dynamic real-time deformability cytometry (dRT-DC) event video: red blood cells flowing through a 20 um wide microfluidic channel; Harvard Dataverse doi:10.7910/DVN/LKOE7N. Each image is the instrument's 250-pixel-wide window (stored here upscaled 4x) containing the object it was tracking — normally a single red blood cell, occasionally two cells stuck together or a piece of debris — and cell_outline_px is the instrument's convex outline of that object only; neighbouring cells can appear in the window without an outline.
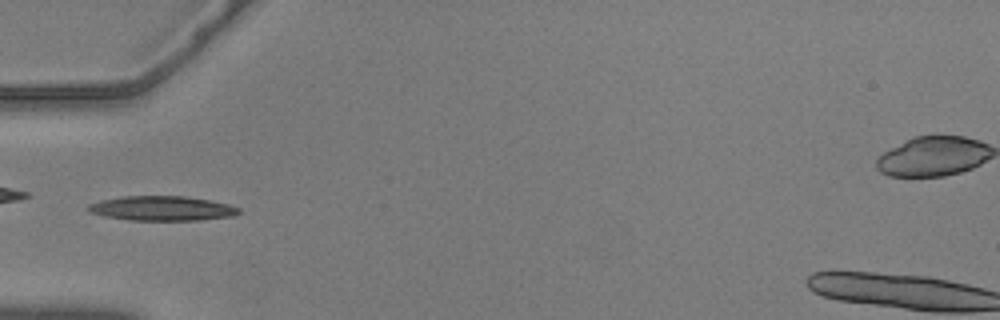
{"species": "common noctule bat (a hibernating species)", "species_latin": "Nyctalus noctula", "temperature_condition": "warm", "stored_images_in_passage": 35, "camera_frame_rate_fps": 3000, "um_per_image_px": 0.085, "animal": {"sex": "male", "body_mass_g": 20.5, "forearm_length_mm": 52.5}, "frame": {"image": 1, "passage_image": 1, "time_ms": 0.0, "image_size_px": [1000, 320], "cell_outline_px": [[240, 212], [232, 216], [200, 220], [128, 220], [104, 216], [88, 212], [88, 204], [100, 200], [124, 196], [184, 196], [208, 200], [228, 204], [240, 208]], "centroid_in_image_um": [13.74, 17.71], "position_along_channel_um": 71.3, "area_um2": 21.56}}
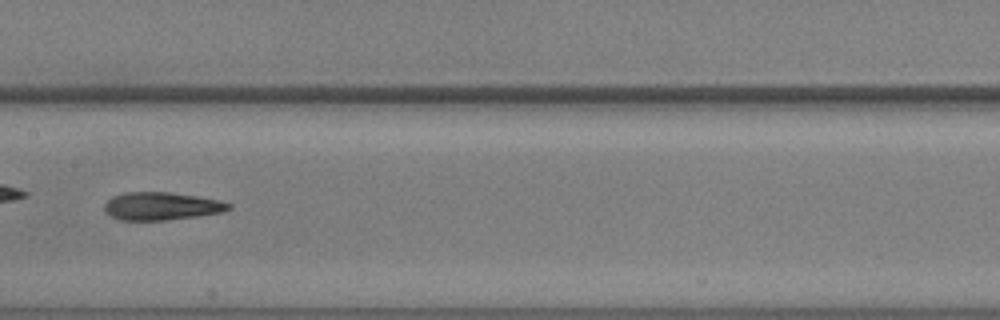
{"frame": {"image": 2, "passage_image": 11, "time_ms": 3.333, "image_size_px": [1000, 320], "cell_outline_px": [[232, 208], [220, 212], [196, 216], [164, 220], [120, 220], [104, 212], [104, 204], [112, 196], [124, 192], [168, 192], [200, 196], [220, 200], [232, 204]], "centroid_in_image_um": [13.71, 17.51], "position_along_channel_um": 193.7, "area_um2": 20.23}, "authors_computed_cell_mechanics": {"area_um2": 19.8832, "velocity_mm_per_s": 3.6423, "shape_relaxation_time_tau1_ms": null, "shape_relaxation_time_tau2_ms": 3.3167, "deformation_change_tau1": null, "deformation_change_tau2": 0.1263}}